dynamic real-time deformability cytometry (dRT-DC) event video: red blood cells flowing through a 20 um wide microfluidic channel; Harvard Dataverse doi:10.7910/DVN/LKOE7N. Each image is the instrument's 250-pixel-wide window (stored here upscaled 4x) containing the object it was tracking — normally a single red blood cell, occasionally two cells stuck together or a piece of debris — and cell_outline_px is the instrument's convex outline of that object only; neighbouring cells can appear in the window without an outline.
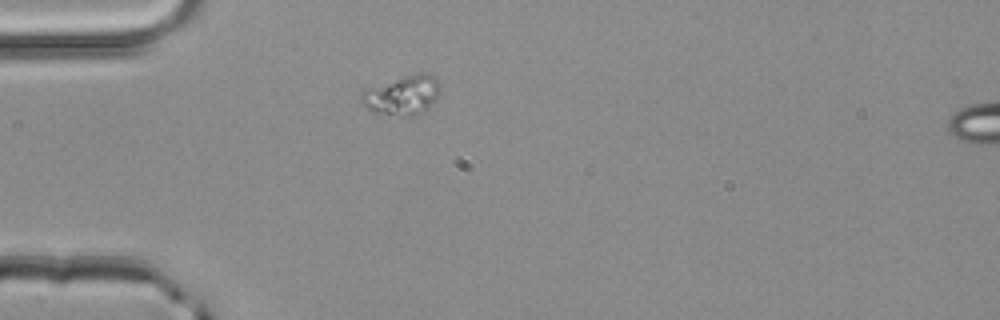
{"species": "common noctule bat (a hibernating species)", "species_latin": "Nyctalus noctula", "temperature_condition": "room temperature", "stored_images_in_passage": 4, "segment_of_instrument_passage": [1, 2], "camera_frame_rate_fps": 3000, "um_per_image_px": 0.085, "animal": {"sex": "male", "body_mass_g": 20.4}, "frame": {"image": 1, "passage_image": 3, "time_ms": 0.667, "image_size_px": [1000, 320], "cell_outline_px": [[440, 92], [428, 108], [424, 112], [412, 116], [404, 116], [372, 112], [360, 100], [360, 96], [364, 92], [404, 76], [416, 72], [428, 72], [436, 76], [440, 84]], "centroid_in_image_um": [34.3, 8.09], "position_along_channel_um": 50.7, "area_um2": 17.74}}